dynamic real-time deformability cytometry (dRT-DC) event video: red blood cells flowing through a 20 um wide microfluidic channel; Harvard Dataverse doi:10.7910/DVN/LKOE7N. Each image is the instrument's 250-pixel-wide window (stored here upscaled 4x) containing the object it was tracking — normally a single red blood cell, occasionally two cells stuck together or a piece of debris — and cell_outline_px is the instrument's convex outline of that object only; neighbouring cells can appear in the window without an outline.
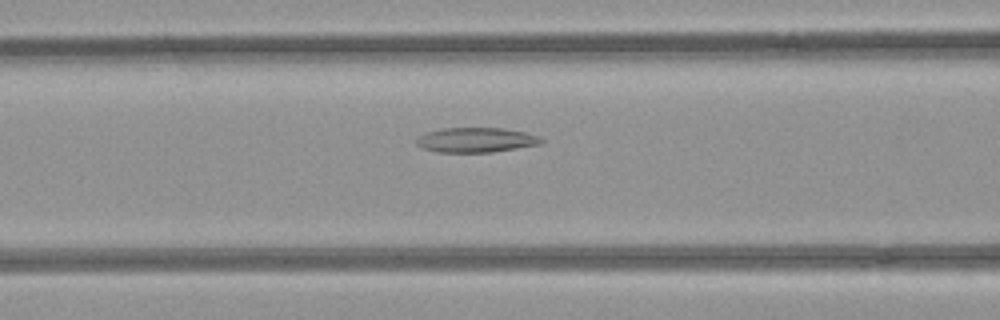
{"species": "common noctule bat (a hibernating species)", "species_latin": "Nyctalus noctula", "temperature_condition": "room temperature", "stored_images_in_passage": 27, "camera_frame_rate_fps": 3000, "um_per_image_px": 0.085, "animal": {"sex": "female", "body_mass_g": 21.9}, "frame": {"image": 1, "passage_image": 13, "time_ms": 4.0, "image_size_px": [1000, 320], "cell_outline_px": [[544, 140], [540, 144], [492, 152], [436, 152], [424, 148], [416, 144], [416, 136], [428, 132], [444, 128], [504, 128], [524, 132], [540, 136]], "centroid_in_image_um": [40.45, 11.89], "position_along_channel_um": 126.1, "area_um2": 17.98}}
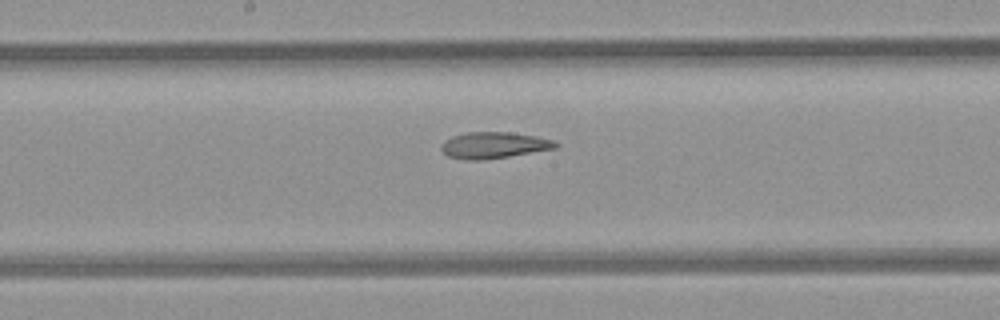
{"frame": {"image": 2, "passage_image": 19, "time_ms": 6.0, "image_size_px": [1000, 320], "cell_outline_px": [[560, 144], [556, 148], [508, 156], [480, 160], [464, 160], [448, 156], [440, 148], [440, 144], [444, 140], [452, 136], [468, 132], [512, 132], [536, 136], [552, 140]], "centroid_in_image_um": [41.94, 12.33], "position_along_channel_um": 206.3, "area_um2": 17.51}}
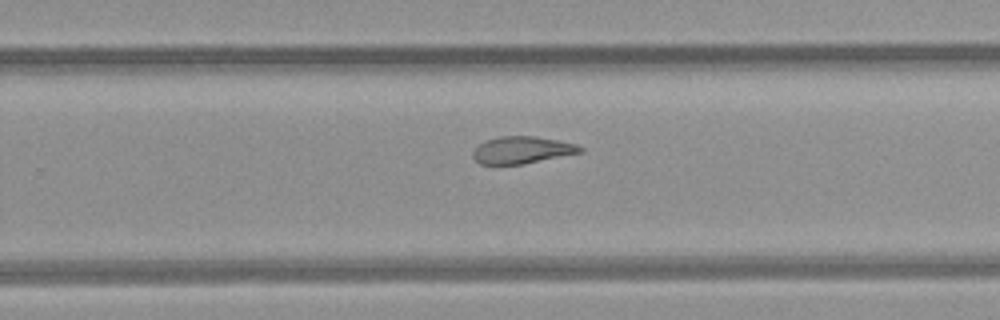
{"frame": {"image": 3, "passage_image": 25, "time_ms": 8.0, "image_size_px": [1000, 320], "cell_outline_px": [[584, 152], [524, 164], [480, 164], [472, 156], [472, 152], [484, 140], [500, 136], [532, 136], [556, 140], [576, 144], [584, 148]], "centroid_in_image_um": [44.38, 12.75], "position_along_channel_um": 285.4, "area_um2": 16.94}}